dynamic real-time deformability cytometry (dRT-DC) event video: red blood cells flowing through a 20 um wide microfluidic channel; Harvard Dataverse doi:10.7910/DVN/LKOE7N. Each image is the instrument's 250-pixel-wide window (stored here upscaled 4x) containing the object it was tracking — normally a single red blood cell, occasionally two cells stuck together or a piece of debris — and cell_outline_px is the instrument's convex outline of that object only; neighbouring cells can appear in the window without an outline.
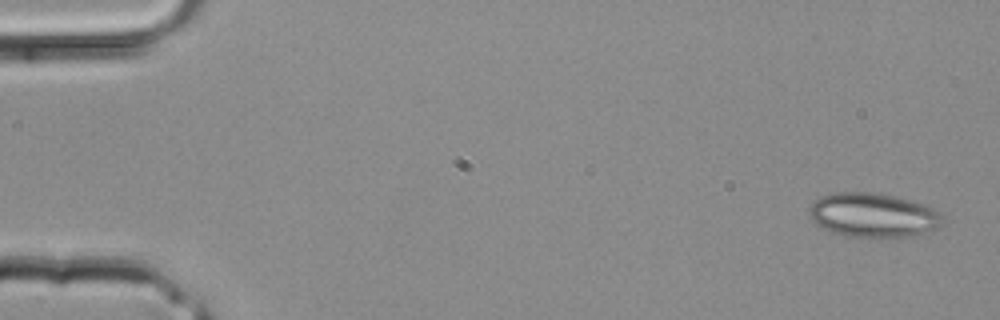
{"species": "common noctule bat (a hibernating species)", "species_latin": "Nyctalus noctula", "temperature_condition": "room temperature", "stored_images_in_passage": 3, "camera_frame_rate_fps": 3000, "um_per_image_px": 0.085, "animal": {"sex": "male", "body_mass_g": 20.4}, "frame": {"image": 1, "passage_image": 1, "time_ms": 0.0, "image_size_px": [1000, 320], "cell_outline_px": [[940, 224], [936, 228], [924, 232], [908, 236], [844, 236], [824, 228], [816, 224], [808, 216], [808, 208], [820, 196], [836, 192], [872, 192], [896, 196], [912, 200], [924, 204], [932, 208], [940, 216]], "centroid_in_image_um": [74.14, 18.26], "position_along_channel_um": 10.9, "area_um2": 33.87}}